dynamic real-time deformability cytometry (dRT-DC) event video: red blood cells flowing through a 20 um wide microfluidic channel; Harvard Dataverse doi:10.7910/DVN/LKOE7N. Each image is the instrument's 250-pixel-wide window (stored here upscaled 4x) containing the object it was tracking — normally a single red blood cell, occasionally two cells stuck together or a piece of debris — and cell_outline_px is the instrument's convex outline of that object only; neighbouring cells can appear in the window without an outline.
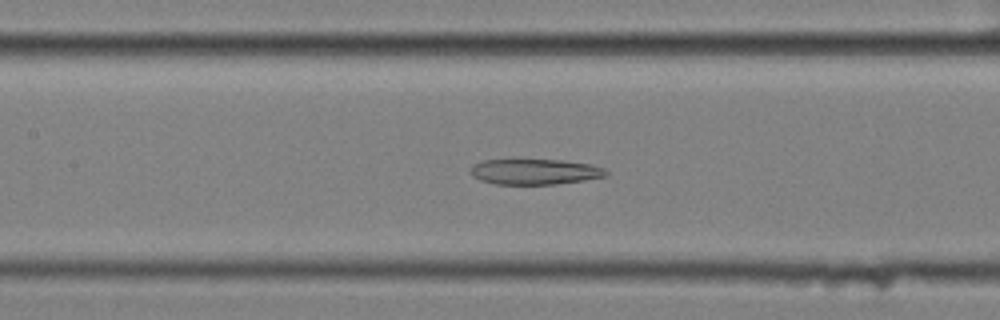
{"species": "common noctule bat (a hibernating species)", "species_latin": "Nyctalus noctula", "temperature_condition": "cold", "stored_images_in_passage": 58, "camera_frame_rate_fps": 3000, "um_per_image_px": 0.085, "animal": {"sex": "female", "body_mass_g": 25.1}, "frame": {"image": 1, "passage_image": 27, "time_ms": 8.667, "image_size_px": [1000, 320], "cell_outline_px": [[608, 172], [604, 176], [584, 180], [556, 184], [496, 184], [480, 180], [472, 176], [472, 164], [484, 160], [560, 160], [592, 164], [604, 168]], "centroid_in_image_um": [45.46, 14.59], "position_along_channel_um": 161.9, "area_um2": 20.0}}
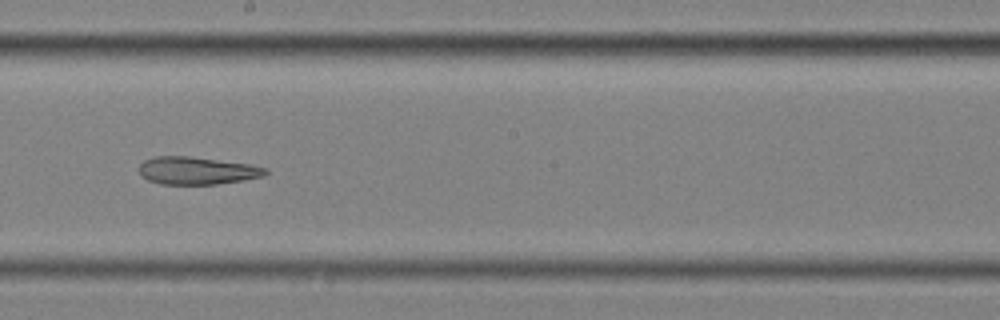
{"frame": {"image": 2, "passage_image": 33, "time_ms": 10.667, "image_size_px": [1000, 320], "cell_outline_px": [[268, 172], [264, 176], [244, 180], [216, 184], [160, 184], [148, 180], [140, 176], [140, 164], [144, 160], [156, 156], [188, 156], [248, 164], [268, 168]], "centroid_in_image_um": [16.73, 14.51], "position_along_channel_um": 231.5, "area_um2": 20.29}}
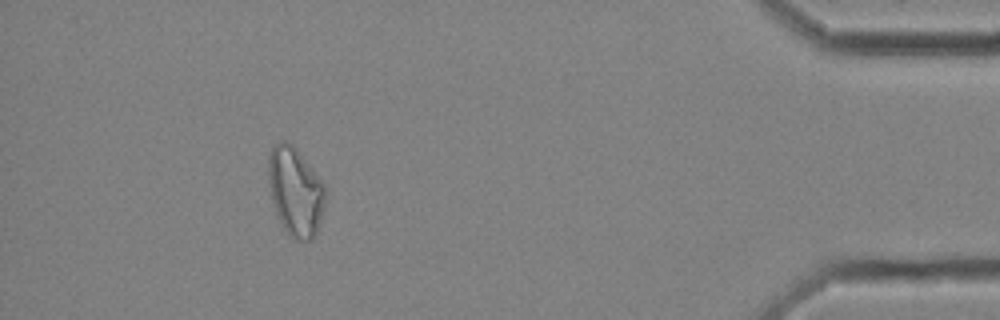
{"frame": {"image": 3, "passage_image": 53, "time_ms": 17.333, "image_size_px": [1000, 320], "cell_outline_px": [[324, 208], [316, 232], [312, 240], [296, 240], [288, 236], [276, 216], [272, 200], [268, 180], [268, 156], [272, 148], [280, 140], [284, 140], [292, 144], [312, 168], [324, 184]], "centroid_in_image_um": [25.08, 16.3], "position_along_channel_um": 410.1, "area_um2": 29.36}, "authors_computed_cell_mechanics": {"area_um2": 27.0793, "velocity_mm_per_s": 3.4844, "shape_relaxation_time_tau1_ms": null, "shape_relaxation_time_tau2_ms": 8.7049, "deformation_change_tau1": null, "deformation_change_tau2": 0.2094}}